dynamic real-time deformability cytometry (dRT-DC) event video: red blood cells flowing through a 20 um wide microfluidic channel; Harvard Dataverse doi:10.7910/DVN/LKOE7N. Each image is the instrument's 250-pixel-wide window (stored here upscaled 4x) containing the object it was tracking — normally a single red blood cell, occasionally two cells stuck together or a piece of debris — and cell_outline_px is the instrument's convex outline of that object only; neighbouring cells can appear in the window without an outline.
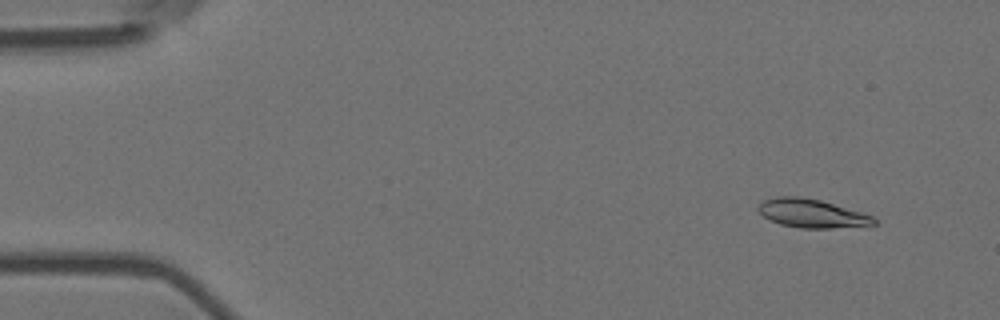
{"species": "Egyptian fruit bat (a non-hibernating species)", "species_latin": "Rousettus aegyptiacus", "temperature_condition": "room temperature", "stored_images_in_passage": 5, "camera_frame_rate_fps": 3000, "um_per_image_px": 0.085, "animal": {"sex": "female"}, "frame": {"image": 1, "passage_image": 2, "time_ms": 0.333, "image_size_px": [1000, 320], "cell_outline_px": [[876, 224], [832, 228], [800, 228], [780, 224], [764, 216], [756, 208], [764, 200], [776, 196], [800, 196], [820, 200], [876, 216]], "centroid_in_image_um": [69.02, 18.13], "position_along_channel_um": 16.0, "area_um2": 19.19}}
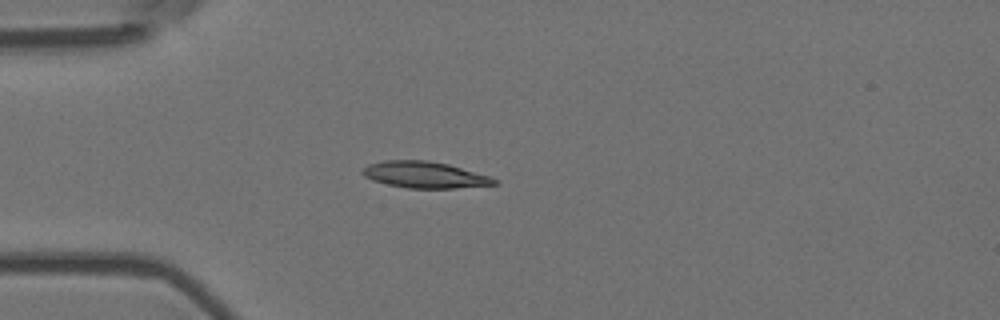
{"frame": {"image": 2, "passage_image": 5, "time_ms": 1.333, "image_size_px": [1000, 320], "cell_outline_px": [[500, 184], [456, 188], [408, 188], [388, 184], [372, 180], [364, 176], [360, 172], [368, 164], [384, 160], [428, 160], [448, 164], [488, 176], [500, 180]], "centroid_in_image_um": [36.1, 14.86], "position_along_channel_um": 48.9, "area_um2": 20.29}}